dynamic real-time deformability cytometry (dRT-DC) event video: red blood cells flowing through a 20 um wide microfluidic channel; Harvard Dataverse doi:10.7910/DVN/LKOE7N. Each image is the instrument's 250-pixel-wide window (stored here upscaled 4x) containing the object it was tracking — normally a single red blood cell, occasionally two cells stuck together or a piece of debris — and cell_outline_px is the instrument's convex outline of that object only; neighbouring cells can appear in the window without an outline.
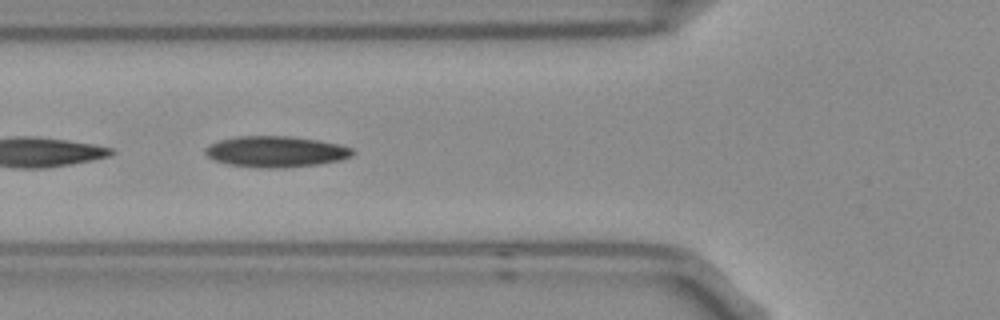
{"species": "Egyptian fruit bat (a non-hibernating species)", "species_latin": "Rousettus aegyptiacus", "temperature_condition": "room temperature", "stored_images_in_passage": 19, "camera_frame_rate_fps": 3000, "um_per_image_px": 0.085, "frame": {"image": 1, "passage_image": 11, "time_ms": 3.333, "image_size_px": [1000, 320], "cell_outline_px": [[356, 152], [352, 156], [340, 160], [320, 164], [284, 168], [260, 168], [228, 164], [212, 160], [204, 152], [204, 148], [208, 144], [220, 140], [236, 136], [292, 136], [340, 144], [352, 148]], "centroid_in_image_um": [23.44, 12.89], "position_along_channel_um": 102.4, "area_um2": 26.93}}